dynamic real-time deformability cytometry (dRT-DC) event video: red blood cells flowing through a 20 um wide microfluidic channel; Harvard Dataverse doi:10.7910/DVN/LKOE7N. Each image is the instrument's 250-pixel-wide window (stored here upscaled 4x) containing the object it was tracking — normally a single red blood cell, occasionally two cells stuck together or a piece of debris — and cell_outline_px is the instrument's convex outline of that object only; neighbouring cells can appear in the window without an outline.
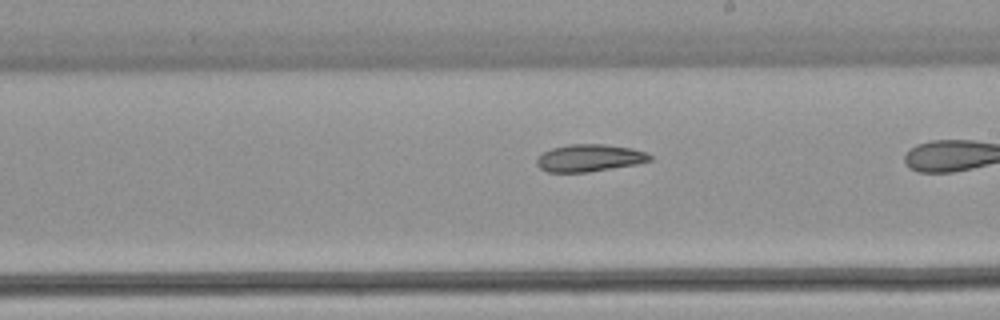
{"species": "common noctule bat (a hibernating species)", "species_latin": "Nyctalus noctula", "temperature_condition": "warm", "stored_images_in_passage": 36, "camera_frame_rate_fps": 3000, "um_per_image_px": 0.085, "animal": {"sex": "female", "body_mass_g": 22.7, "forearm_length_mm": 54.2}, "frame": {"image": 1, "passage_image": 26, "time_ms": 8.333, "image_size_px": [1000, 320], "cell_outline_px": [[652, 160], [636, 164], [588, 172], [548, 172], [540, 168], [536, 164], [536, 160], [544, 152], [552, 148], [568, 144], [604, 144], [632, 148], [644, 152], [652, 156]], "centroid_in_image_um": [50.1, 13.42], "position_along_channel_um": 238.9, "area_um2": 17.86}}